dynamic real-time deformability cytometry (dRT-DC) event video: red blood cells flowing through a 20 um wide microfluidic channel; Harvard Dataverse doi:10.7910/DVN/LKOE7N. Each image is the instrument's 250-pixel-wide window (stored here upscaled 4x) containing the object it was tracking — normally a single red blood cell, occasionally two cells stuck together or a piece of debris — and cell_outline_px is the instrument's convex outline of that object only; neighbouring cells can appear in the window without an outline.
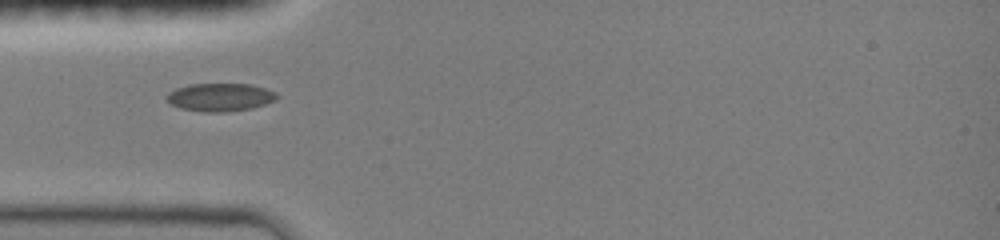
{"species": "common noctule bat (a hibernating species)", "species_latin": "Nyctalus noctula", "temperature_condition": "room temperature", "stored_images_in_passage": 24, "camera_frame_rate_fps": 3000, "um_per_image_px": 0.085, "animal": {"sex": "female", "body_mass_g": 19.0, "forearm_length_mm": 51.5}, "frame": {"image": 1, "passage_image": 1, "time_ms": 0.0, "image_size_px": [1000, 240], "cell_outline_px": [[280, 96], [276, 100], [252, 108], [224, 112], [204, 112], [180, 108], [172, 104], [164, 96], [168, 92], [176, 88], [188, 84], [252, 84], [276, 92]], "centroid_in_image_um": [18.71, 8.26], "position_along_channel_um": 66.3, "area_um2": 18.09}}
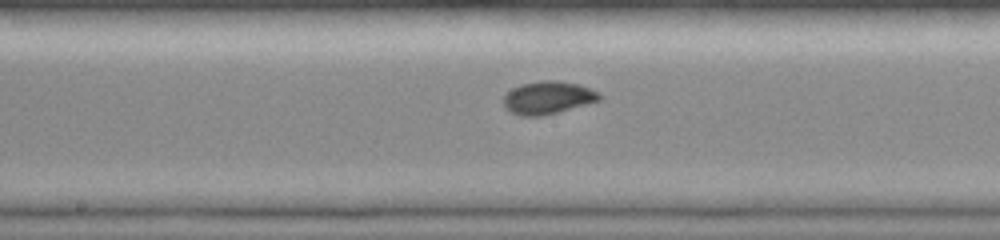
{"frame": {"image": 2, "passage_image": 10, "time_ms": 3.0, "image_size_px": [1000, 240], "cell_outline_px": [[600, 100], [544, 116], [520, 116], [504, 108], [504, 96], [512, 88], [520, 84], [540, 80], [556, 80], [576, 84], [600, 92]], "centroid_in_image_um": [46.54, 8.3], "position_along_channel_um": 201.7, "area_um2": 18.26}}
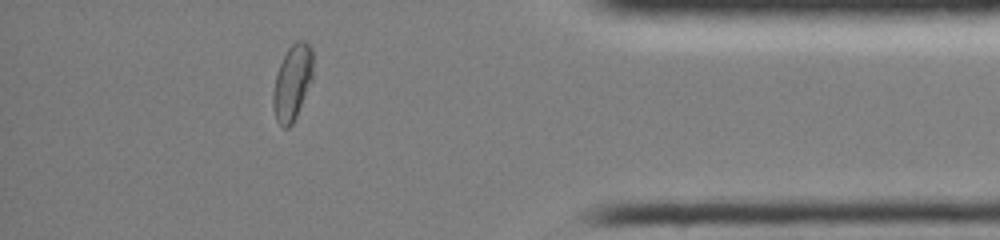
{"frame": {"image": 3, "passage_image": 21, "time_ms": 6.667, "image_size_px": [1000, 240], "cell_outline_px": [[312, 80], [296, 116], [292, 124], [288, 128], [284, 128], [276, 120], [272, 100], [272, 96], [276, 76], [280, 64], [288, 48], [296, 40], [304, 40], [312, 48]], "centroid_in_image_um": [24.85, 7.0], "position_along_channel_um": 410.4, "area_um2": 17.34}}